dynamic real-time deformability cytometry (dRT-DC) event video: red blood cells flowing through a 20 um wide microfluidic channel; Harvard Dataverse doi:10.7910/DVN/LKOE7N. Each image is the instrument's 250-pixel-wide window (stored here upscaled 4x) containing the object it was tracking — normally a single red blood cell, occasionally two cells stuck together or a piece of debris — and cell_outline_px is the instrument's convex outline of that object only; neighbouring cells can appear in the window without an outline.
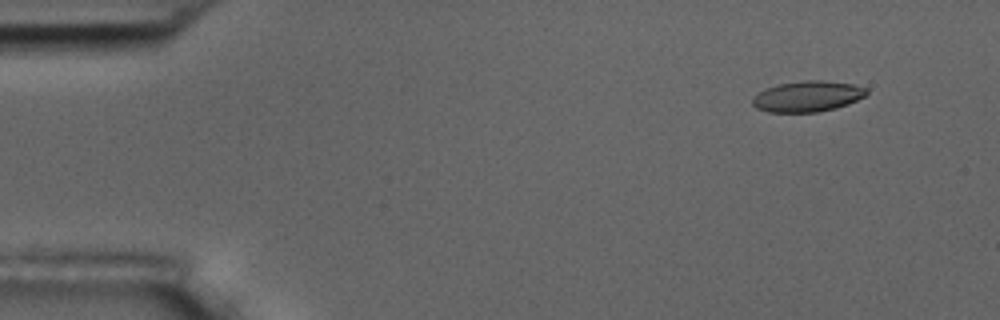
{"species": "common noctule bat (a hibernating species)", "species_latin": "Nyctalus noctula", "temperature_condition": "room temperature", "stored_images_in_passage": 3, "camera_frame_rate_fps": 3000, "um_per_image_px": 0.085, "animal": {"sex": "male", "body_mass_g": 17.5, "forearm_length_mm": 52.3}, "frame": {"image": 1, "passage_image": 2, "time_ms": 1.0, "image_size_px": [1000, 320], "cell_outline_px": [[868, 92], [864, 96], [848, 104], [836, 108], [816, 112], [768, 112], [756, 108], [752, 104], [752, 96], [768, 88], [780, 84], [808, 80], [820, 80], [852, 84], [868, 88]], "centroid_in_image_um": [68.64, 8.2], "position_along_channel_um": 16.4, "area_um2": 20.29}}